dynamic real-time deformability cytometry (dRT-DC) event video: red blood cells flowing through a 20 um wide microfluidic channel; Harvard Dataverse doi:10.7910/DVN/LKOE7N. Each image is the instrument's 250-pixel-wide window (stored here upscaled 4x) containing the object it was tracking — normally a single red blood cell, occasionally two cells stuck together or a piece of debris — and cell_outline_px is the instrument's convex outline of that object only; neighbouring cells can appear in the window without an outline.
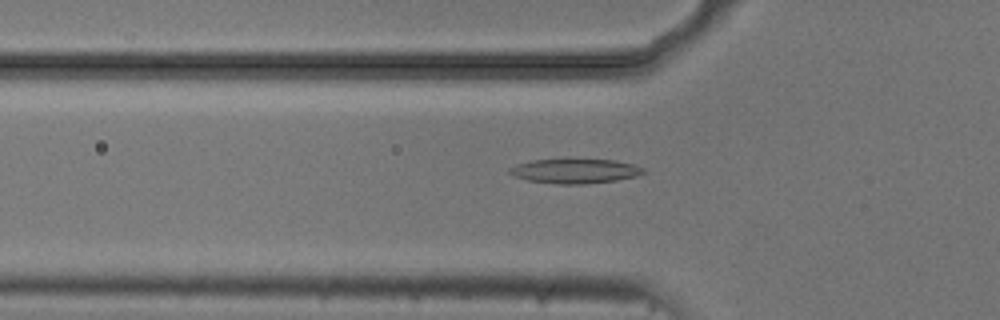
{"species": "common noctule bat (a hibernating species)", "species_latin": "Nyctalus noctula", "temperature_condition": "cold", "stored_images_in_passage": 55, "camera_frame_rate_fps": 3000, "um_per_image_px": 0.085, "animal": {"sex": "male", "body_mass_g": 20.5, "forearm_length_mm": 52.5}, "frame": {"image": 1, "passage_image": 18, "time_ms": 5.667, "image_size_px": [1000, 320], "cell_outline_px": [[648, 172], [636, 176], [616, 180], [584, 184], [556, 184], [528, 180], [516, 176], [508, 172], [508, 168], [516, 164], [532, 160], [616, 160], [632, 164], [644, 168]], "centroid_in_image_um": [48.89, 14.54], "position_along_channel_um": 76.9, "area_um2": 18.96}}
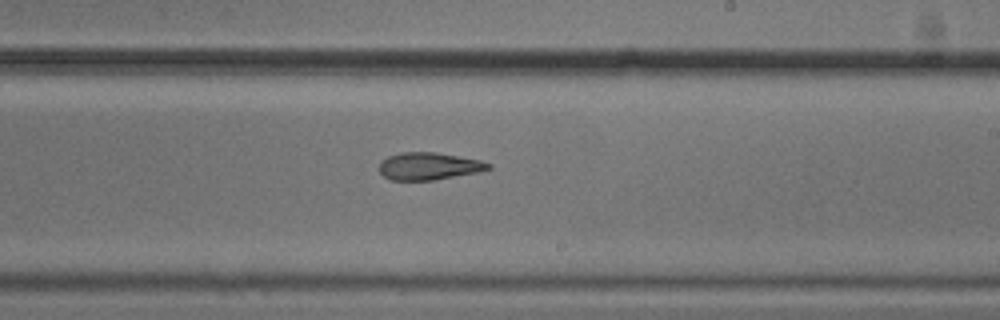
{"frame": {"image": 2, "passage_image": 32, "time_ms": 10.333, "image_size_px": [1000, 320], "cell_outline_px": [[492, 168], [480, 172], [432, 180], [392, 180], [384, 176], [380, 172], [380, 160], [388, 156], [400, 152], [436, 152], [480, 160], [492, 164]], "centroid_in_image_um": [36.46, 14.12], "position_along_channel_um": 252.5, "area_um2": 17.46}}
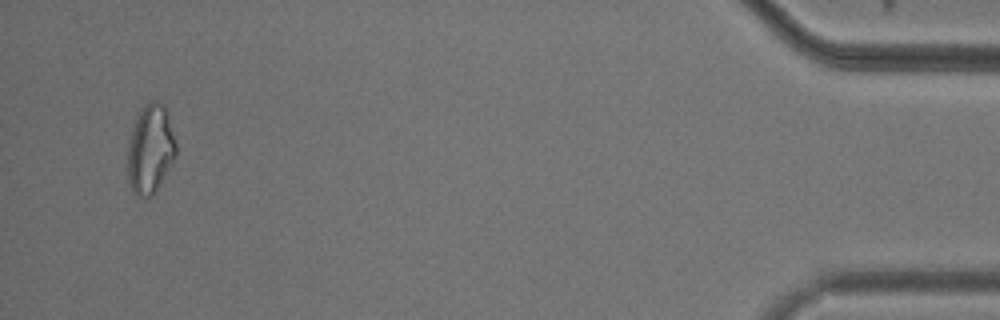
{"frame": {"image": 3, "passage_image": 52, "time_ms": 17.0, "image_size_px": [1000, 320], "cell_outline_px": [[176, 156], [152, 196], [136, 196], [132, 192], [128, 180], [128, 148], [136, 116], [140, 108], [144, 104], [152, 100], [156, 100], [164, 104], [168, 112], [176, 144]], "centroid_in_image_um": [12.78, 12.64], "position_along_channel_um": 422.4, "area_um2": 25.03}}